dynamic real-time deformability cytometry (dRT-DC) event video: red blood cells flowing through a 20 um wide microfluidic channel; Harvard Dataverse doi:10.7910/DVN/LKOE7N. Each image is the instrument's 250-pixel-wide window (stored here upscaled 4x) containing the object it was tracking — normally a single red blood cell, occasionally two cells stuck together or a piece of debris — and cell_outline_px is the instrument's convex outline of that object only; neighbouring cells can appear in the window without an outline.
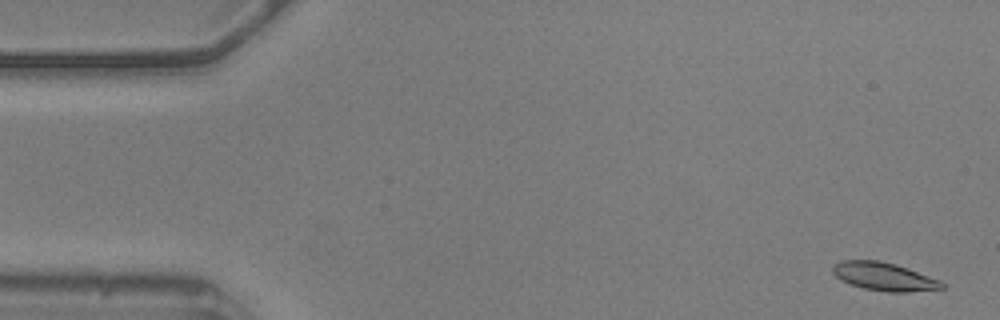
{"species": "common noctule bat (a hibernating species)", "species_latin": "Nyctalus noctula", "temperature_condition": "warm", "stored_images_in_passage": 57, "camera_frame_rate_fps": 3000, "um_per_image_px": 0.085, "animal": {"sex": "male", "body_mass_g": 20.5, "forearm_length_mm": 52.5}, "frame": {"image": 1, "passage_image": 2, "time_ms": 0.333, "image_size_px": [1000, 320], "cell_outline_px": [[944, 288], [908, 292], [888, 292], [864, 288], [840, 280], [832, 272], [832, 264], [840, 260], [880, 260], [896, 264], [908, 268], [940, 280], [944, 284]], "centroid_in_image_um": [75.12, 23.49], "position_along_channel_um": 9.9, "area_um2": 17.98}}
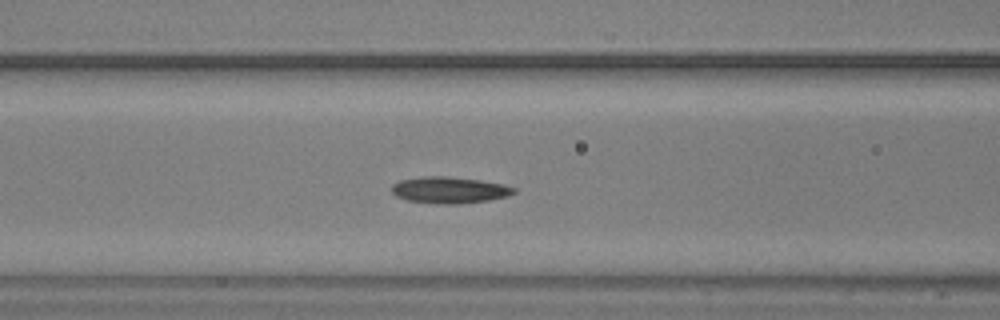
{"frame": {"image": 2, "passage_image": 22, "time_ms": 7.0, "image_size_px": [1000, 320], "cell_outline_px": [[516, 192], [508, 196], [488, 200], [456, 204], [440, 204], [408, 200], [396, 196], [392, 192], [392, 184], [400, 180], [424, 176], [444, 176], [480, 180], [504, 184], [516, 188]], "centroid_in_image_um": [38.21, 16.15], "position_along_channel_um": 128.4, "area_um2": 18.79}}
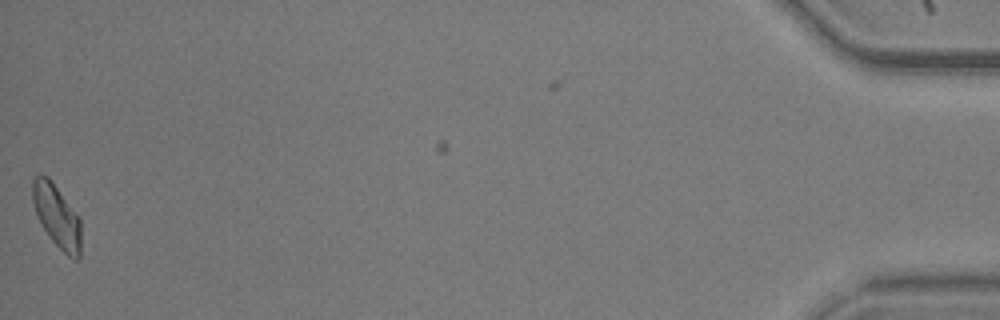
{"frame": {"image": 3, "passage_image": 56, "time_ms": 18.333, "image_size_px": [1000, 320], "cell_outline_px": [[80, 260], [76, 260], [68, 256], [52, 240], [40, 224], [32, 200], [32, 180], [36, 176], [48, 176], [80, 216]], "centroid_in_image_um": [4.84, 18.37], "position_along_channel_um": 430.4, "area_um2": 17.74}, "authors_computed_cell_mechanics": {"area_um2": 18.0914, "velocity_mm_per_s": 3.5766, "shape_relaxation_time_tau1_ms": 3.6364, "shape_relaxation_time_tau2_ms": 5.3101, "deformation_change_tau1": 0.1283, "deformation_change_tau2": 0.1009}}